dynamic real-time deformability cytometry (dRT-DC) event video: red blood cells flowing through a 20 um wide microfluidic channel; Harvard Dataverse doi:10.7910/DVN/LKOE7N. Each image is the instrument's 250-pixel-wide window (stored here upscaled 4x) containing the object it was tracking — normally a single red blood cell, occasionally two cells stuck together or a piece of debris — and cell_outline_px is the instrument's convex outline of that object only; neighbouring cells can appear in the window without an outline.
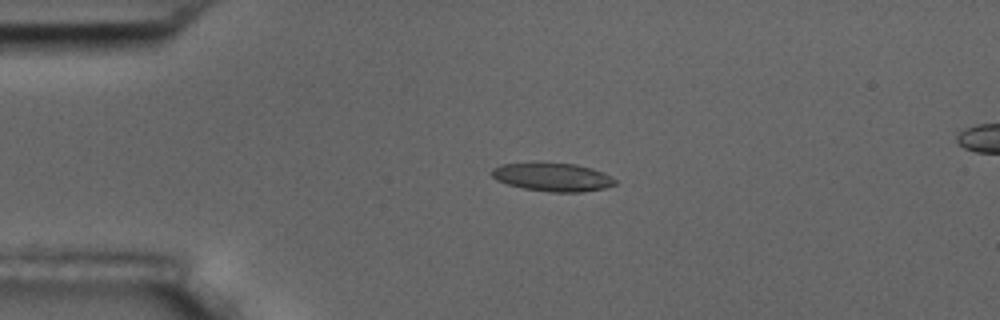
{"species": "common noctule bat (a hibernating species)", "species_latin": "Nyctalus noctula", "temperature_condition": "room temperature", "stored_images_in_passage": 6, "camera_frame_rate_fps": 3000, "um_per_image_px": 0.085, "animal": {"sex": "male", "body_mass_g": 17.5, "forearm_length_mm": 52.3}, "frame": {"image": 1, "passage_image": 4, "time_ms": 3.333, "image_size_px": [1000, 320], "cell_outline_px": [[616, 184], [604, 188], [580, 192], [552, 192], [524, 188], [508, 184], [496, 180], [488, 172], [492, 168], [500, 164], [536, 160], [576, 164], [592, 168], [604, 172], [616, 180]], "centroid_in_image_um": [46.9, 15.0], "position_along_channel_um": 38.1, "area_um2": 21.15}}